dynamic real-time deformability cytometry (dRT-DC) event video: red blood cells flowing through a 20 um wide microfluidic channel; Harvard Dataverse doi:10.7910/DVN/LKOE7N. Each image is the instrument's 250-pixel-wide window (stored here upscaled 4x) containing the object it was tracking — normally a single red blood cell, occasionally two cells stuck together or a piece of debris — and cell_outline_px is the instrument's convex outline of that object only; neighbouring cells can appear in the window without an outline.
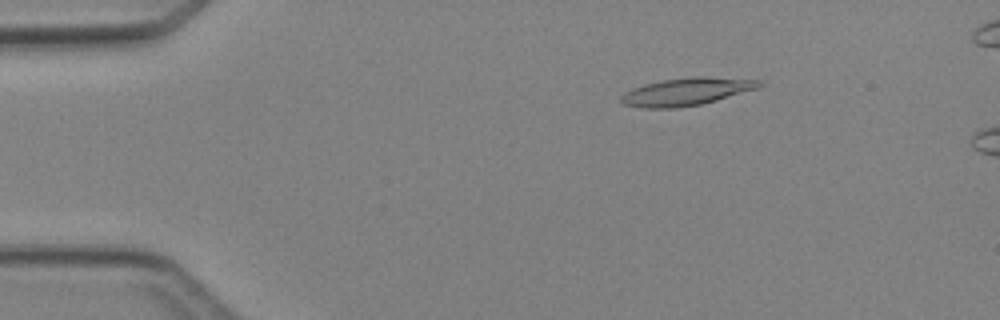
{"species": "Egyptian fruit bat (a non-hibernating species)", "species_latin": "Rousettus aegyptiacus", "temperature_condition": "cold", "stored_images_in_passage": 5, "camera_frame_rate_fps": 3000, "um_per_image_px": 0.085, "animal": {"sex": "female"}, "frame": {"image": 1, "passage_image": 3, "time_ms": 2.333, "image_size_px": [1000, 320], "cell_outline_px": [[764, 84], [760, 88], [716, 100], [700, 104], [676, 108], [644, 108], [624, 104], [620, 100], [620, 96], [624, 92], [632, 88], [644, 84], [660, 80], [688, 76], [704, 76], [764, 80]], "centroid_in_image_um": [58.38, 7.77], "position_along_channel_um": 26.6, "area_um2": 22.54}}